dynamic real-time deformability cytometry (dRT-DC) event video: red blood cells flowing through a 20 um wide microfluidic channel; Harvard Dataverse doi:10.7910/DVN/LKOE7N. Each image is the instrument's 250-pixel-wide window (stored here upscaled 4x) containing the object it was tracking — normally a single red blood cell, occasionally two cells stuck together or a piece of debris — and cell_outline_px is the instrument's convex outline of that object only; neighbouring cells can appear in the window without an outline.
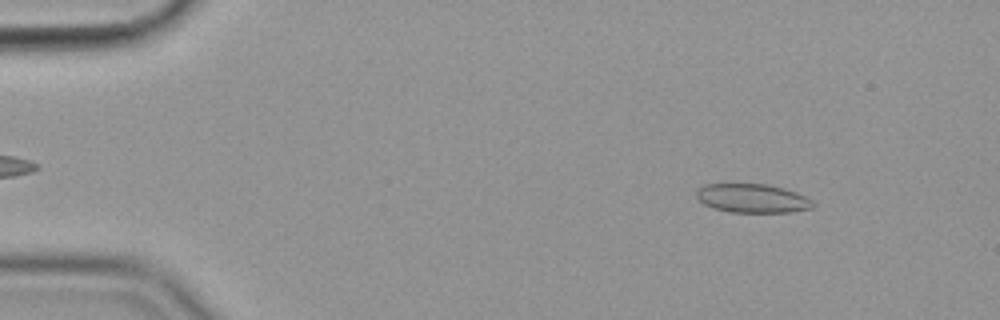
{"species": "common noctule bat (a hibernating species)", "species_latin": "Nyctalus noctula", "temperature_condition": "cold", "stored_images_in_passage": 55, "camera_frame_rate_fps": 3000, "um_per_image_px": 0.085, "animal": {"sex": "female", "body_mass_g": 19.9}, "frame": {"image": 1, "passage_image": 6, "time_ms": 1.667, "image_size_px": [1000, 320], "cell_outline_px": [[816, 204], [812, 208], [788, 212], [732, 212], [716, 208], [704, 204], [696, 196], [696, 192], [704, 184], [768, 184], [784, 188], [796, 192], [812, 200]], "centroid_in_image_um": [63.98, 16.85], "position_along_channel_um": 21.0, "area_um2": 19.42}}
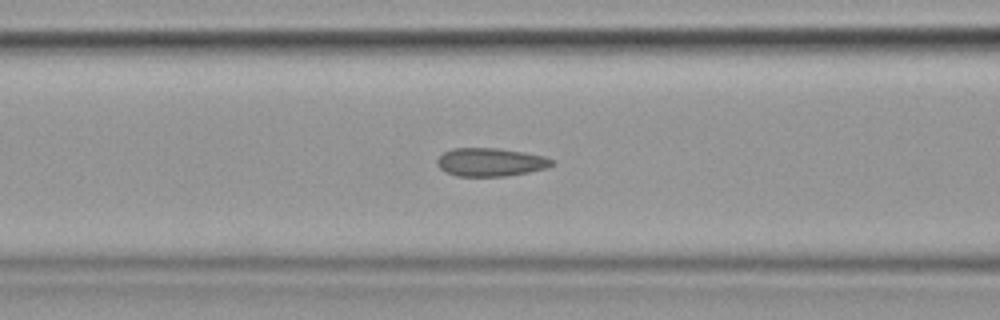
{"frame": {"image": 2, "passage_image": 22, "time_ms": 7.0, "image_size_px": [1000, 320], "cell_outline_px": [[556, 164], [548, 168], [528, 172], [504, 176], [456, 176], [444, 172], [436, 164], [436, 160], [444, 152], [452, 148], [500, 148], [524, 152], [544, 156], [556, 160]], "centroid_in_image_um": [41.72, 13.78], "position_along_channel_um": 124.9, "area_um2": 19.19}}
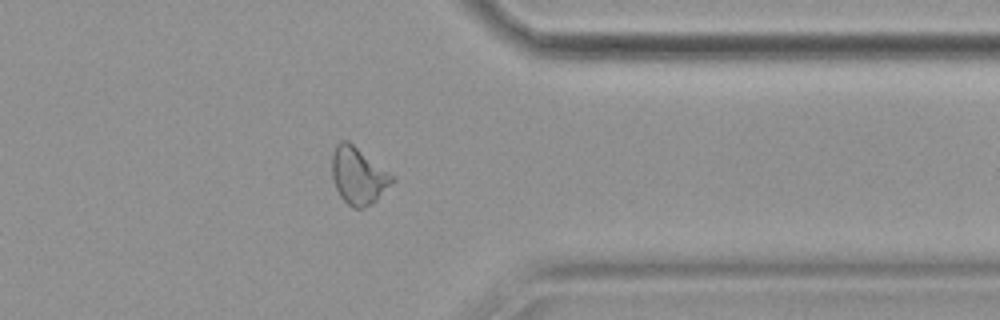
{"frame": {"image": 3, "passage_image": 44, "time_ms": 14.333, "image_size_px": [1000, 320], "cell_outline_px": [[396, 180], [372, 204], [364, 208], [352, 208], [340, 196], [336, 188], [332, 176], [332, 152], [336, 144], [340, 140], [348, 140], [396, 176]], "centroid_in_image_um": [30.48, 14.92], "position_along_channel_um": 380.9, "area_um2": 20.29}, "authors_computed_cell_mechanics": {"area_um2": 19.652, "velocity_mm_per_s": 3.5864, "shape_relaxation_time_tau1_ms": null, "shape_relaxation_time_tau2_ms": 1.5373, "deformation_change_tau1": null, "deformation_change_tau2": 0.0787}}